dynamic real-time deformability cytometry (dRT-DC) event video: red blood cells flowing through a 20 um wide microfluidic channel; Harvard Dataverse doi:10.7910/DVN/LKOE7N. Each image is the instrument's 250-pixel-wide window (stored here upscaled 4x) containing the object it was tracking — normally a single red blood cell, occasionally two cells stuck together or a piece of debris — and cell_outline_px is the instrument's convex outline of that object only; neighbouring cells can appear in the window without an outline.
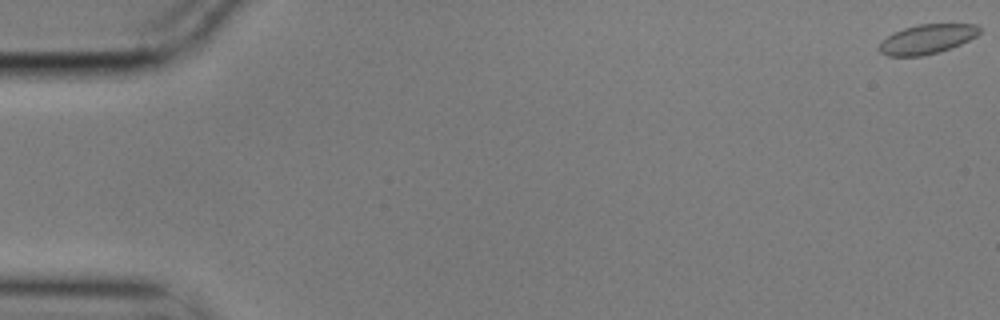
{"species": "common noctule bat (a hibernating species)", "species_latin": "Nyctalus noctula", "temperature_condition": "cold", "stored_images_in_passage": 54, "camera_frame_rate_fps": 3000, "um_per_image_px": 0.085, "animal": {"sex": "male", "body_mass_g": 17.9}, "frame": {"image": 1, "passage_image": 1, "time_ms": 0.0, "image_size_px": [1000, 320], "cell_outline_px": [[980, 32], [976, 36], [960, 44], [936, 52], [920, 56], [888, 56], [880, 52], [880, 44], [892, 32], [904, 28], [920, 24], [976, 24], [980, 28]], "centroid_in_image_um": [78.79, 3.31], "position_along_channel_um": 6.2, "area_um2": 16.88}}
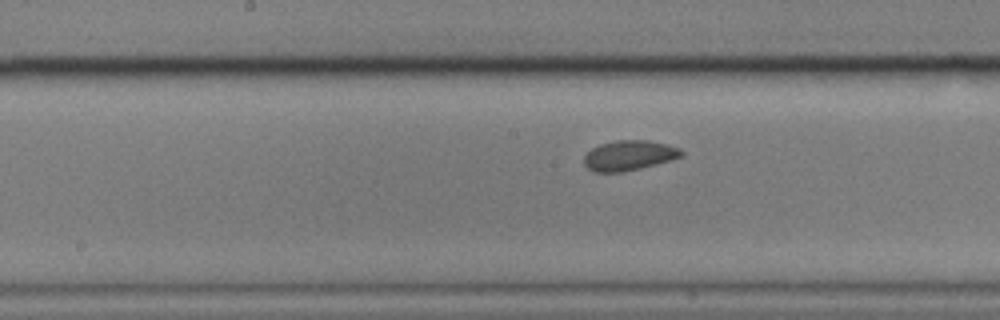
{"frame": {"image": 2, "passage_image": 30, "time_ms": 9.667, "image_size_px": [1000, 320], "cell_outline_px": [[684, 152], [680, 156], [672, 160], [640, 168], [620, 172], [596, 172], [588, 168], [584, 164], [584, 156], [592, 148], [600, 144], [616, 140], [648, 140], [668, 144], [680, 148]], "centroid_in_image_um": [53.48, 13.2], "position_along_channel_um": 194.7, "area_um2": 16.99}}
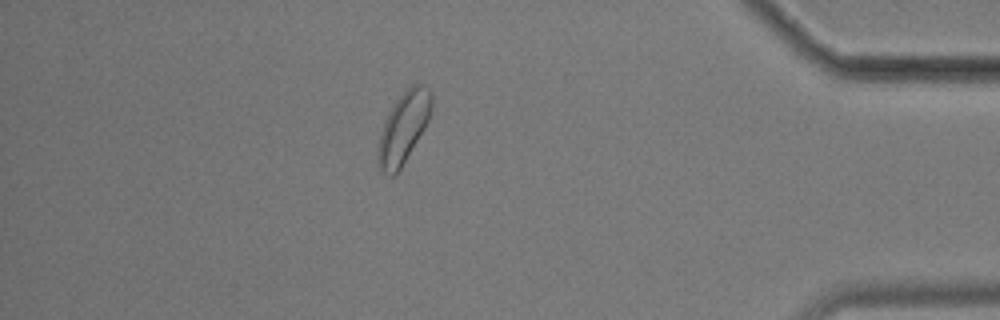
{"frame": {"image": 3, "passage_image": 51, "time_ms": 16.667, "image_size_px": [1000, 320], "cell_outline_px": [[432, 108], [428, 120], [424, 128], [400, 168], [392, 176], [388, 176], [380, 172], [376, 160], [376, 152], [384, 120], [392, 104], [412, 84], [424, 84], [432, 92]], "centroid_in_image_um": [34.27, 10.85], "position_along_channel_um": 400.9, "area_um2": 22.14}}